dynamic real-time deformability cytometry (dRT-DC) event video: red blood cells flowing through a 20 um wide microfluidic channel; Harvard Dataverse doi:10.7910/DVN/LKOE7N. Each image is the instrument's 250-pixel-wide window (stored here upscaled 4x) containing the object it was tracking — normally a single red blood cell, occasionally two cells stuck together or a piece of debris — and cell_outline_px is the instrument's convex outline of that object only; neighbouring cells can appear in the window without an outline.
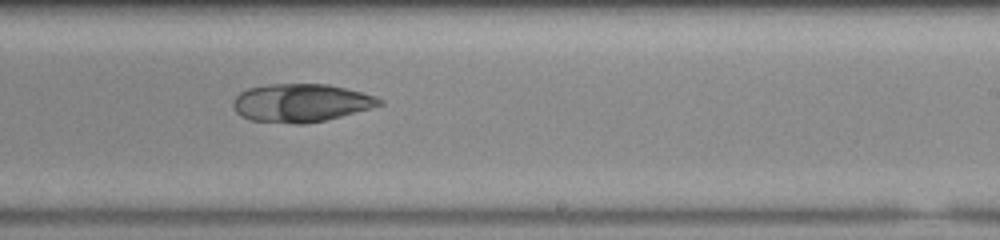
{"species": "common noctule bat (a hibernating species)", "species_latin": "Nyctalus noctula", "temperature_condition": "room temperature", "stored_images_in_passage": 43, "camera_frame_rate_fps": 3000, "um_per_image_px": 0.085, "animal": {"sex": "male", "body_mass_g": 20.0, "forearm_length_mm": 53.3}, "frame": {"image": 1, "passage_image": 21, "time_ms": 6.667, "image_size_px": [1000, 240], "cell_outline_px": [[384, 104], [340, 116], [324, 120], [304, 124], [296, 124], [252, 120], [240, 116], [236, 112], [232, 104], [232, 100], [240, 92], [248, 88], [268, 84], [328, 84], [376, 96], [384, 100]], "centroid_in_image_um": [25.55, 8.74], "position_along_channel_um": 263.4, "area_um2": 32.37}}
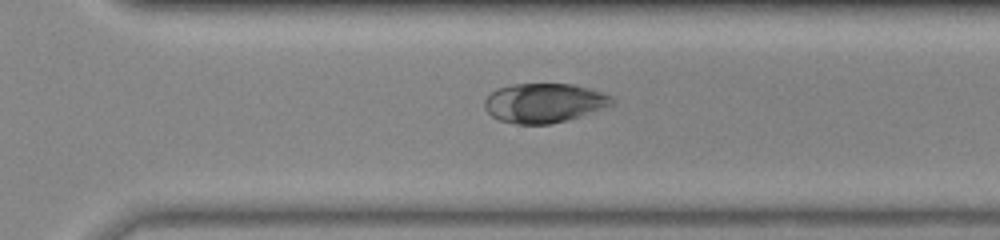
{"frame": {"image": 2, "passage_image": 26, "time_ms": 8.333, "image_size_px": [1000, 240], "cell_outline_px": [[616, 104], [612, 108], [568, 120], [548, 124], [516, 124], [500, 120], [492, 116], [484, 108], [484, 100], [496, 88], [512, 84], [572, 84], [592, 88], [604, 92], [612, 96], [616, 100]], "centroid_in_image_um": [46.36, 8.75], "position_along_channel_um": 324.2, "area_um2": 30.0}}